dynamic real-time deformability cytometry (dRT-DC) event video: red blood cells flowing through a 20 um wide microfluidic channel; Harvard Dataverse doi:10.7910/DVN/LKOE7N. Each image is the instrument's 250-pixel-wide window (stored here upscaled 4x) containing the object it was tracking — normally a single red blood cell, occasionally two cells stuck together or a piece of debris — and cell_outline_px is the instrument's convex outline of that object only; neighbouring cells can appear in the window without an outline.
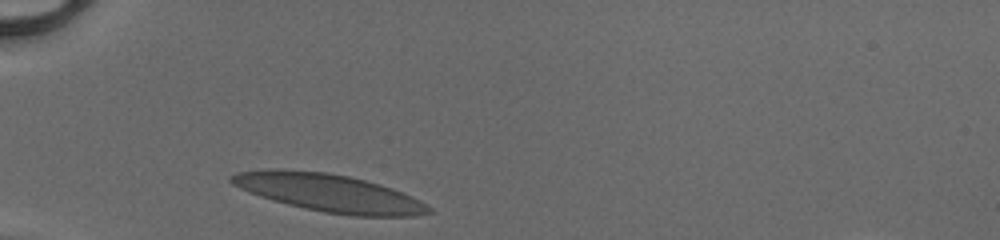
{"species": "human", "species_latin": "Homo sapiens", "temperature_condition": "cold", "stored_images_in_passage": 27, "camera_frame_rate_fps": 3000, "um_per_image_px": 0.085, "donor": {"sex": "male"}, "frame": {"image": 1, "passage_image": 1, "time_ms": 0.0, "image_size_px": [1000, 240], "cell_outline_px": [[432, 212], [416, 216], [352, 216], [324, 212], [304, 208], [272, 200], [248, 192], [232, 184], [228, 180], [228, 176], [236, 172], [272, 168], [280, 168], [328, 172], [348, 176], [380, 184], [392, 188], [412, 196], [420, 200], [432, 208]], "centroid_in_image_um": [27.94, 16.38], "position_along_channel_um": 57.1, "area_um2": 43.7}}
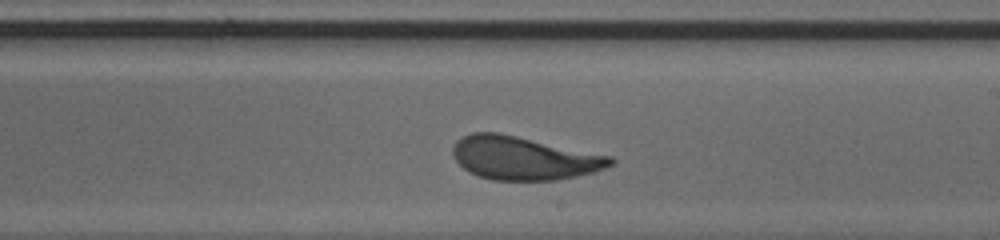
{"frame": {"image": 2, "passage_image": 16, "time_ms": 5.0, "image_size_px": [1000, 240], "cell_outline_px": [[616, 160], [612, 164], [596, 172], [556, 180], [492, 180], [468, 172], [456, 160], [452, 152], [452, 148], [456, 140], [472, 132], [500, 132], [612, 156]], "centroid_in_image_um": [44.53, 13.43], "position_along_channel_um": 244.5, "area_um2": 39.94}}
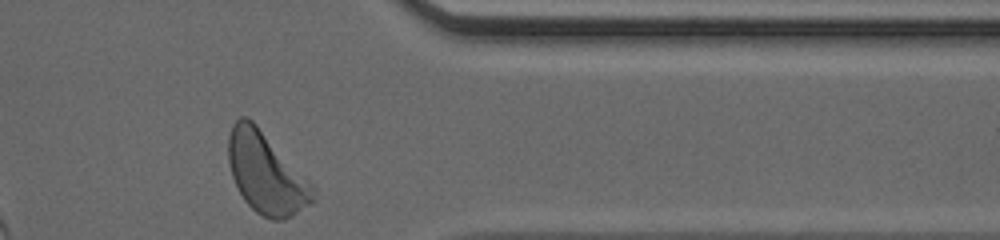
{"frame": {"image": 3, "passage_image": 27, "time_ms": 8.667, "image_size_px": [1000, 240], "cell_outline_px": [[316, 200], [292, 216], [284, 220], [272, 220], [256, 212], [244, 200], [232, 176], [228, 160], [228, 136], [232, 124], [240, 116], [248, 116], [316, 184]], "centroid_in_image_um": [22.68, 14.71], "position_along_channel_um": 388.7, "area_um2": 40.63}, "authors_computed_cell_mechanics": {"area_um2": 39.9398, "velocity_mm_per_s": 4.1161, "shape_relaxation_time_tau1_ms": 2.8473, "shape_relaxation_time_tau2_ms": 0.7213, "deformation_change_tau1": 0.1585, "deformation_change_tau2": 0.0783}}